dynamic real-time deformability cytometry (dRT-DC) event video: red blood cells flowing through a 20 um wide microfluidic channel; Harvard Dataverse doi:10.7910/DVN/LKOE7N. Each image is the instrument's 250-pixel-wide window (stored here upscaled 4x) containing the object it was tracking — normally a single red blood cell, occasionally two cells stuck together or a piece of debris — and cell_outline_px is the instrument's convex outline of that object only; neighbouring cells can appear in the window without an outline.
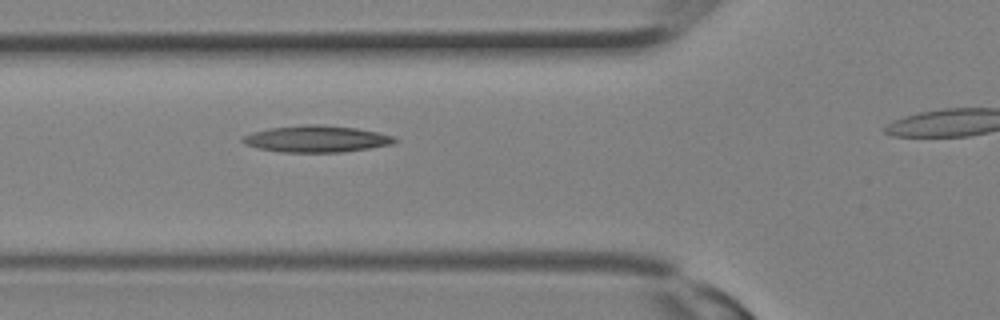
{"species": "Egyptian fruit bat (a non-hibernating species)", "species_latin": "Rousettus aegyptiacus", "temperature_condition": "room temperature", "stored_images_in_passage": 9, "camera_frame_rate_fps": 3000, "um_per_image_px": 0.085, "animal": {"sex": "female"}, "frame": {"image": 1, "passage_image": 8, "time_ms": 2.333, "image_size_px": [1000, 320], "cell_outline_px": [[400, 140], [392, 144], [368, 148], [340, 152], [280, 152], [256, 148], [244, 144], [240, 140], [240, 136], [252, 132], [268, 128], [308, 124], [316, 124], [356, 128], [376, 132], [392, 136]], "centroid_in_image_um": [26.82, 11.81], "position_along_channel_um": 99.0, "area_um2": 23.64}}